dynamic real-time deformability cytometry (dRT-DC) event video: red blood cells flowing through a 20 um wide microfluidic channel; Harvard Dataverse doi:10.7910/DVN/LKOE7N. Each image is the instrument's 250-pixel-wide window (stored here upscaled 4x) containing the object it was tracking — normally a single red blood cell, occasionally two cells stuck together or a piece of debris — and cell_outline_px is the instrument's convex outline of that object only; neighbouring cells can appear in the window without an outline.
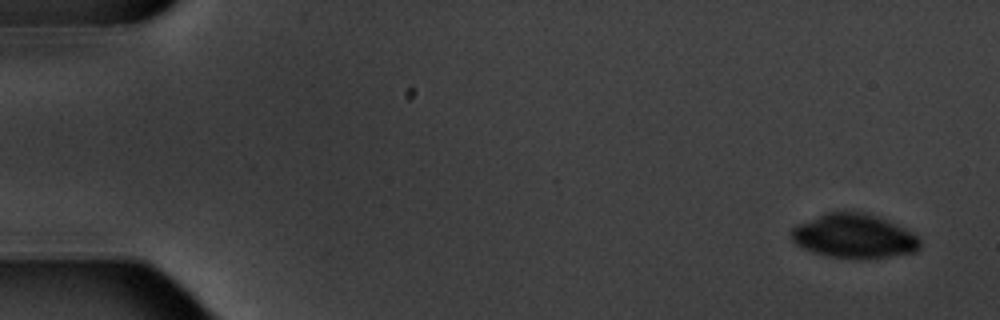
{"species": "common noctule bat (a hibernating species)", "species_latin": "Nyctalus noctula", "temperature_condition": "warm", "stored_images_in_passage": 16, "segment_of_instrument_passage": [1, 2], "camera_frame_rate_fps": 3000, "um_per_image_px": 0.085, "animal": {"sex": "male", "body_mass_g": 20.1, "forearm_length_mm": 53.5}, "frame": {"image": 1, "passage_image": 1, "time_ms": 0.0, "image_size_px": [1000, 320], "cell_outline_px": [[920, 248], [916, 252], [864, 260], [860, 260], [828, 256], [804, 248], [796, 244], [792, 240], [792, 228], [824, 212], [864, 212], [888, 220], [912, 232], [920, 240]], "centroid_in_image_um": [72.63, 20.08], "position_along_channel_um": 12.4, "area_um2": 33.06}}
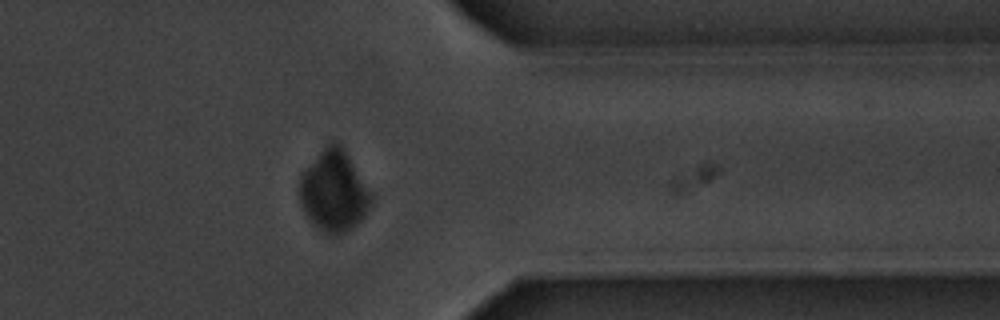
{"frame": {"image": 2, "passage_image": 13, "time_ms": 14.667, "image_size_px": [1000, 320], "cell_outline_px": [[376, 196], [364, 216], [352, 228], [336, 236], [324, 232], [316, 228], [304, 216], [300, 204], [300, 176], [320, 152], [332, 140], [340, 144], [344, 148]], "centroid_in_image_um": [28.42, 16.27], "position_along_channel_um": 383.0, "area_um2": 34.28}}